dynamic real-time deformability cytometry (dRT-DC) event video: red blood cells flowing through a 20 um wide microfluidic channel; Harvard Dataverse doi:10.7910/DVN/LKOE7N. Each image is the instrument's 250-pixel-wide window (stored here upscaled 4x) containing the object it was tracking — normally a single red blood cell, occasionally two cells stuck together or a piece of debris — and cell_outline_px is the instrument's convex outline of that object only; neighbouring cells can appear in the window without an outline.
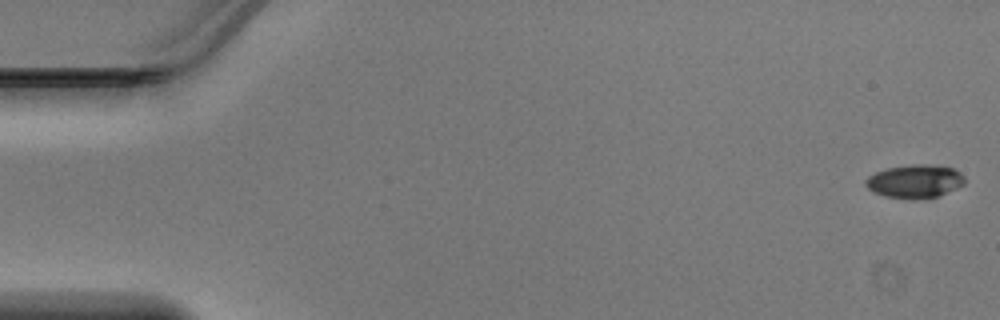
{"species": "Egyptian fruit bat (a non-hibernating species)", "species_latin": "Rousettus aegyptiacus", "temperature_condition": "warm", "stored_images_in_passage": 47, "camera_frame_rate_fps": 3000, "um_per_image_px": 0.085, "animal": {"sex": "male"}, "frame": {"image": 1, "passage_image": 1, "time_ms": 0.0, "image_size_px": [1000, 320], "cell_outline_px": [[964, 184], [956, 188], [936, 196], [916, 200], [884, 196], [872, 192], [864, 184], [864, 180], [868, 176], [876, 172], [888, 168], [912, 164], [924, 164], [952, 168], [960, 172], [964, 176]], "centroid_in_image_um": [77.72, 15.42], "position_along_channel_um": 7.3, "area_um2": 19.19}}
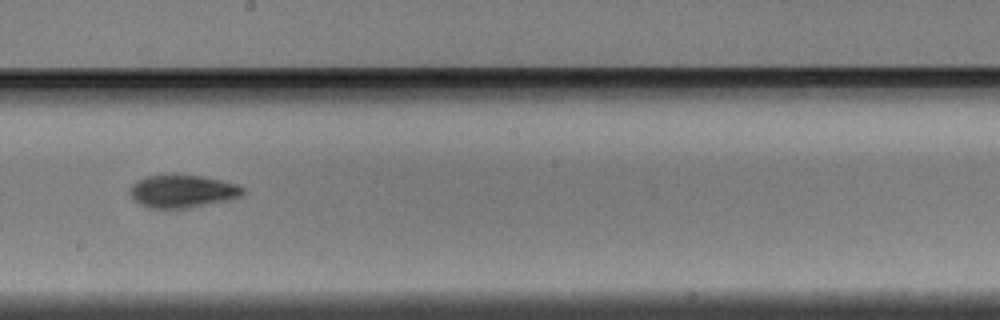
{"frame": {"image": 2, "passage_image": 27, "time_ms": 8.667, "image_size_px": [1000, 320], "cell_outline_px": [[248, 192], [244, 196], [228, 200], [188, 208], [152, 208], [140, 204], [132, 200], [128, 192], [128, 188], [136, 180], [144, 176], [172, 172], [200, 176], [240, 184]], "centroid_in_image_um": [15.49, 16.22], "position_along_channel_um": 232.7, "area_um2": 22.54}}
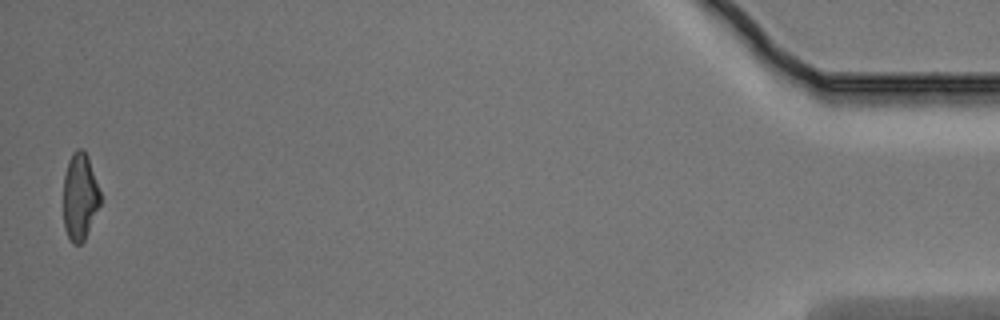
{"frame": {"image": 3, "passage_image": 47, "time_ms": 15.333, "image_size_px": [1000, 320], "cell_outline_px": [[100, 204], [84, 240], [80, 244], [72, 244], [64, 228], [64, 176], [68, 160], [72, 152], [76, 148], [84, 148], [88, 156], [100, 192]], "centroid_in_image_um": [6.78, 16.68], "position_along_channel_um": 428.4, "area_um2": 18.67}}